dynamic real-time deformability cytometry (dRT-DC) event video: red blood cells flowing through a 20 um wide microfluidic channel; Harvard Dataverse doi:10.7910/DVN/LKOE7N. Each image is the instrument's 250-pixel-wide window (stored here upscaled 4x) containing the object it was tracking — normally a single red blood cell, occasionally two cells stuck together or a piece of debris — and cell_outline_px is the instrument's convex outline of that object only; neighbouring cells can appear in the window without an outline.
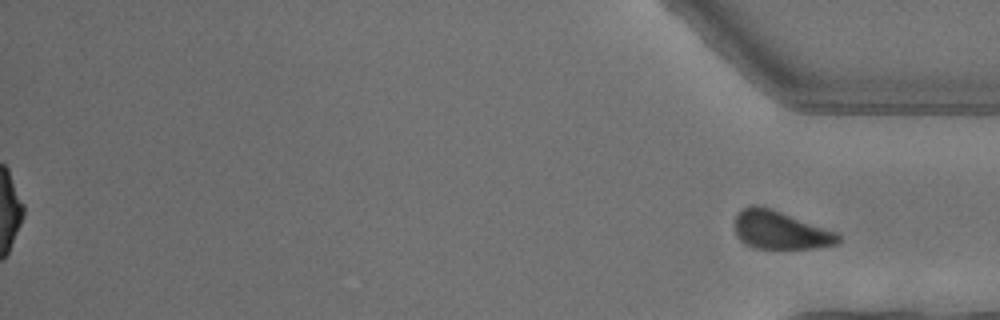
{"species": "common noctule bat (a hibernating species)", "species_latin": "Nyctalus noctula", "temperature_condition": "warm", "stored_images_in_passage": 52, "segment_of_instrument_passage": [2, 2], "camera_frame_rate_fps": 3000, "um_per_image_px": 0.085, "animal": {"sex": "female"}, "frame": {"image": 1, "passage_image": 52, "time_ms": 17.0, "image_size_px": [1000, 320], "cell_outline_px": [[844, 240], [836, 244], [816, 248], [752, 248], [740, 240], [736, 236], [736, 216], [744, 208], [752, 204], [756, 204], [840, 232], [844, 236]], "centroid_in_image_um": [66.41, 19.58], "position_along_channel_um": 368.8, "area_um2": 23.12}}